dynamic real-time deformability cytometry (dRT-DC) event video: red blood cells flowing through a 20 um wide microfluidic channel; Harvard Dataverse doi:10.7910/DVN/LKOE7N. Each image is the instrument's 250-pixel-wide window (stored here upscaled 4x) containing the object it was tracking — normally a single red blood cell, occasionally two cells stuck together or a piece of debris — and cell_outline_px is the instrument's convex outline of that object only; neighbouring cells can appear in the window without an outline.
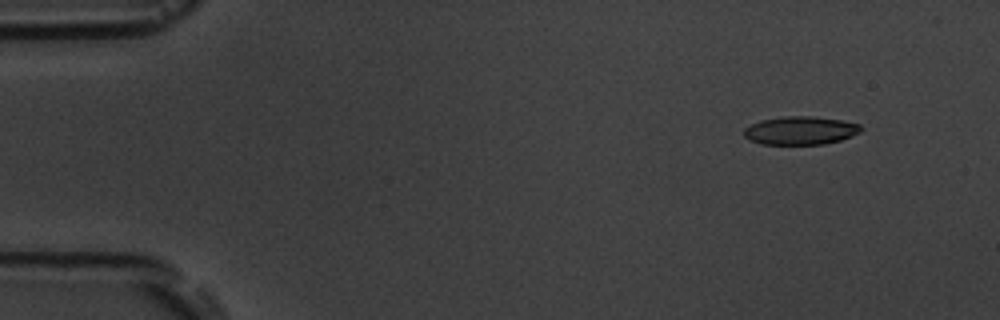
{"species": "common noctule bat (a hibernating species)", "species_latin": "Nyctalus noctula", "temperature_condition": "room temperature", "stored_images_in_passage": 5, "segment_of_instrument_passage": [2, 2], "camera_frame_rate_fps": 3000, "um_per_image_px": 0.085, "animal": {"sex": "male", "body_mass_g": 19.5, "forearm_length_mm": 54.6}, "frame": {"image": 1, "passage_image": 5, "time_ms": 5.333, "image_size_px": [1000, 320], "cell_outline_px": [[864, 128], [860, 132], [852, 136], [840, 140], [824, 144], [760, 144], [748, 140], [744, 136], [744, 128], [760, 120], [784, 116], [816, 116], [840, 120], [860, 124]], "centroid_in_image_um": [68.04, 11.09], "position_along_channel_um": 17.0, "area_um2": 19.42}}